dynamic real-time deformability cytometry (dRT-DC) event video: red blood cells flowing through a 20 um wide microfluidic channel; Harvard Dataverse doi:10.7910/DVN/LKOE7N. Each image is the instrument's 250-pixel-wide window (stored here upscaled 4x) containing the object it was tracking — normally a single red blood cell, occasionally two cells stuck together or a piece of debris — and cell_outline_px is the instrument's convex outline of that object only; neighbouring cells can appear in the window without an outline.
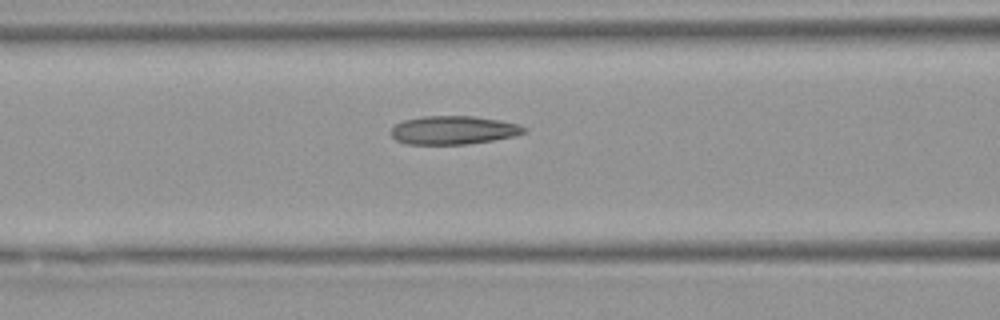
{"species": "Egyptian fruit bat (a non-hibernating species)", "species_latin": "Rousettus aegyptiacus", "temperature_condition": "warm", "stored_images_in_passage": 5, "segment_of_instrument_passage": [1, 2], "camera_frame_rate_fps": 3000, "um_per_image_px": 0.085, "animal": {"sex": "female"}, "frame": {"image": 1, "passage_image": 4, "time_ms": 4.667, "image_size_px": [1000, 320], "cell_outline_px": [[528, 132], [516, 136], [492, 140], [464, 144], [408, 144], [396, 140], [388, 132], [396, 124], [404, 120], [420, 116], [472, 116], [500, 120], [520, 124], [528, 128]], "centroid_in_image_um": [38.57, 11.05], "position_along_channel_um": 128.0, "area_um2": 22.25}}